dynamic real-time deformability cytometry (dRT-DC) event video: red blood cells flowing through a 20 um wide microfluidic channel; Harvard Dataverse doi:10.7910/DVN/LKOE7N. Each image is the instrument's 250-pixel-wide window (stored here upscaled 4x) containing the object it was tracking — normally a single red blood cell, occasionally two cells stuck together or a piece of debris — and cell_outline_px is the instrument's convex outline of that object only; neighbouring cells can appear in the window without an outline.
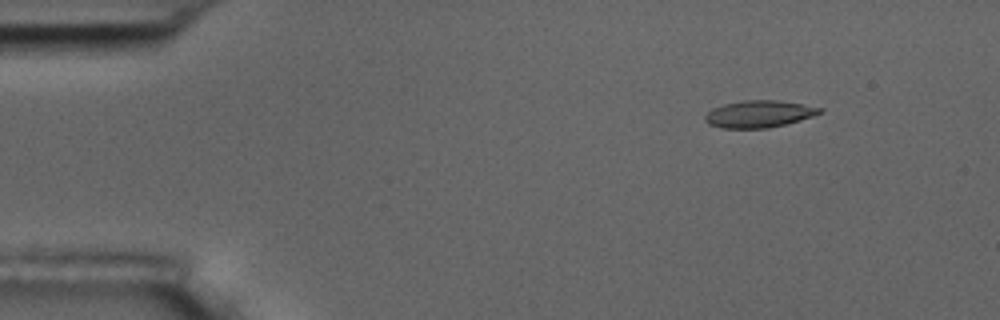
{"species": "common noctule bat (a hibernating species)", "species_latin": "Nyctalus noctula", "temperature_condition": "room temperature", "stored_images_in_passage": 7, "camera_frame_rate_fps": 3000, "um_per_image_px": 0.085, "animal": {"sex": "male", "body_mass_g": 17.5, "forearm_length_mm": 52.3}, "frame": {"image": 1, "passage_image": 1, "time_ms": 0.0, "image_size_px": [1000, 320], "cell_outline_px": [[824, 108], [820, 112], [812, 116], [800, 120], [768, 128], [720, 128], [708, 124], [704, 120], [704, 116], [712, 108], [724, 104], [744, 100], [776, 100], [804, 104]], "centroid_in_image_um": [64.48, 9.68], "position_along_channel_um": 20.5, "area_um2": 18.03}}
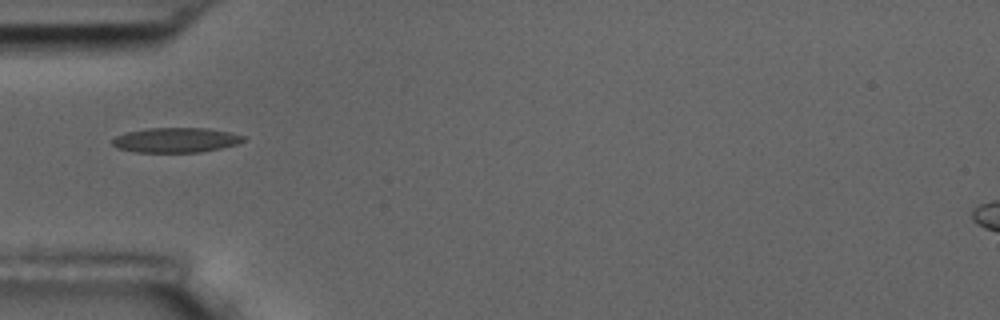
{"frame": {"image": 2, "passage_image": 4, "time_ms": 3.667, "image_size_px": [1000, 320], "cell_outline_px": [[244, 140], [236, 144], [220, 148], [200, 152], [136, 152], [116, 148], [112, 144], [112, 140], [116, 136], [124, 132], [148, 128], [208, 128], [228, 132], [244, 136]], "centroid_in_image_um": [14.89, 11.9], "position_along_channel_um": 70.1, "area_um2": 18.9}}
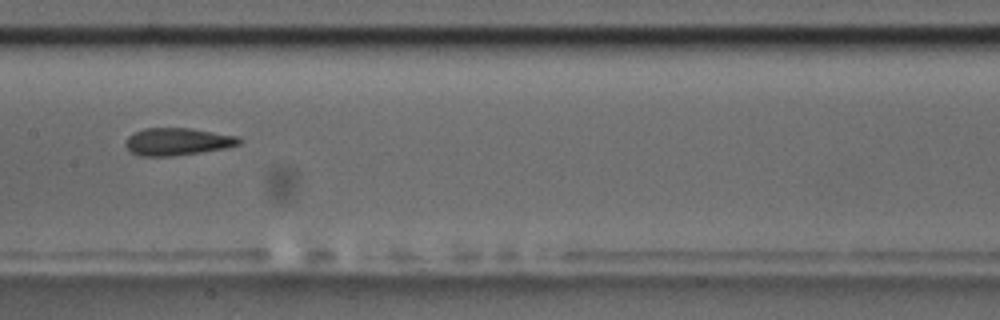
{"frame": {"image": 3, "passage_image": 7, "time_ms": 7.0, "image_size_px": [1000, 320], "cell_outline_px": [[244, 140], [240, 144], [228, 148], [172, 156], [140, 156], [132, 152], [124, 144], [128, 136], [144, 128], [188, 128], [240, 136]], "centroid_in_image_um": [15.14, 12.04], "position_along_channel_um": 192.3, "area_um2": 18.21}}